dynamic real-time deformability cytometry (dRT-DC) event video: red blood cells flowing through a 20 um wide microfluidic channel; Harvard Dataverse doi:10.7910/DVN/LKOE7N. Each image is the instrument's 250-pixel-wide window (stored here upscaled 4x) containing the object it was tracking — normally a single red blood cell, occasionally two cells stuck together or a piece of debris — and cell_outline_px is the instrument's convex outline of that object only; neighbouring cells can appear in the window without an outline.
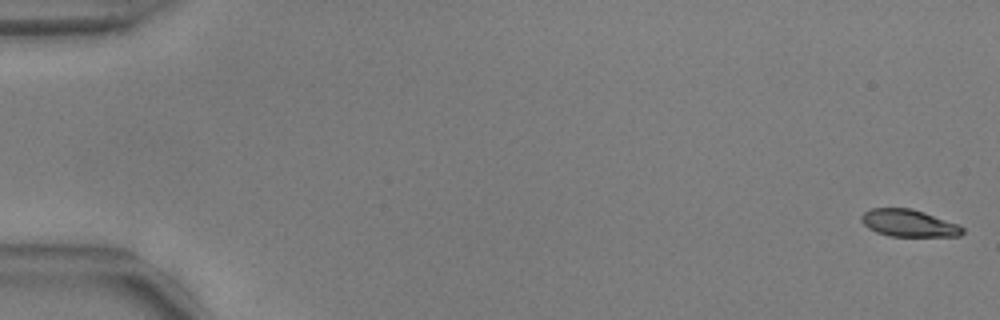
{"species": "common noctule bat (a hibernating species)", "species_latin": "Nyctalus noctula", "temperature_condition": "warm", "stored_images_in_passage": 15, "camera_frame_rate_fps": 3000, "um_per_image_px": 0.085, "animal": {"sex": "male", "body_mass_g": 17.9, "forearm_length_mm": 54.2}, "frame": {"image": 1, "passage_image": 1, "time_ms": 0.0, "image_size_px": [1000, 320], "cell_outline_px": [[964, 232], [960, 236], [888, 236], [876, 232], [868, 228], [860, 220], [860, 216], [864, 212], [872, 208], [912, 208], [924, 212], [956, 224], [964, 228]], "centroid_in_image_um": [77.2, 18.97], "position_along_channel_um": 7.8, "area_um2": 15.95}}
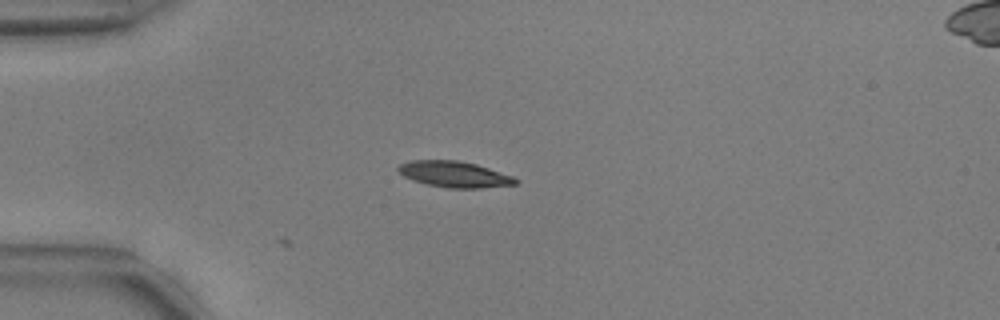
{"frame": {"image": 2, "passage_image": 15, "time_ms": 4.667, "image_size_px": [1000, 320], "cell_outline_px": [[520, 180], [516, 184], [480, 188], [448, 188], [428, 184], [412, 180], [404, 176], [396, 168], [400, 164], [412, 160], [456, 160], [476, 164], [512, 176]], "centroid_in_image_um": [38.62, 14.81], "position_along_channel_um": 46.4, "area_um2": 17.63}}